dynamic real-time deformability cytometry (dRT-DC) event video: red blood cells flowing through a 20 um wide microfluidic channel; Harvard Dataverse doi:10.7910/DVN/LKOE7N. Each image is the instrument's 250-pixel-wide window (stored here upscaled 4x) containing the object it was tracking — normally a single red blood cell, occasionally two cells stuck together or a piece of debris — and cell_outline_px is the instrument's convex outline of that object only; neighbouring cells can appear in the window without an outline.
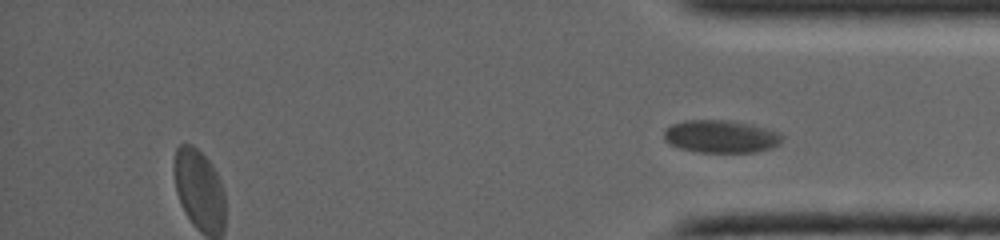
{"species": "common noctule bat (a hibernating species)", "species_latin": "Nyctalus noctula", "temperature_condition": "warm", "stored_images_in_passage": 32, "segment_of_instrument_passage": [2, 2], "camera_frame_rate_fps": 5000, "um_per_image_px": 0.085, "animal": {"sex": "female", "body_mass_g": 19.0, "forearm_length_mm": 53.3}, "frame": {"image": 1, "passage_image": 32, "time_ms": 6.6, "image_size_px": [1000, 240], "cell_outline_px": [[784, 140], [780, 144], [772, 148], [756, 152], [700, 152], [680, 148], [668, 144], [664, 140], [664, 132], [672, 124], [684, 120], [732, 120], [772, 128], [780, 132], [784, 136]], "centroid_in_image_um": [61.35, 11.59], "position_along_channel_um": 373.8, "area_um2": 23.0}}